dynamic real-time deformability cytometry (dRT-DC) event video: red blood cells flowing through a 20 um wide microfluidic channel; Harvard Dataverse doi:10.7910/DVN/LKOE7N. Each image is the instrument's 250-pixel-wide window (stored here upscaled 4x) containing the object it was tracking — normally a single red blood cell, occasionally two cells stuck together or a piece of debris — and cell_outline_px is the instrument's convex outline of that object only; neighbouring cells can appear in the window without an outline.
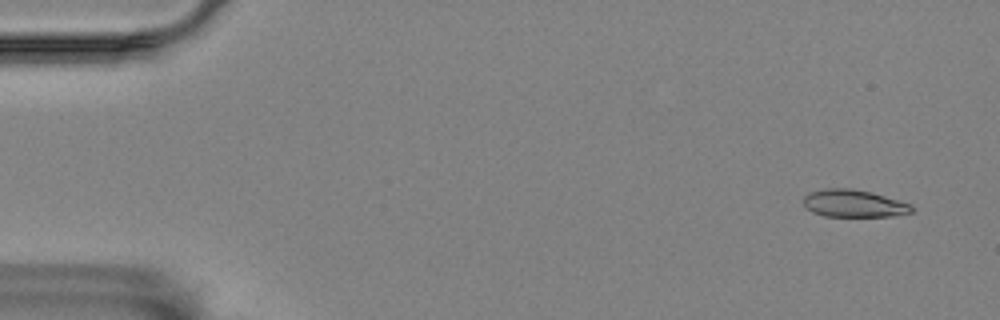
{"species": "Egyptian fruit bat (a non-hibernating species)", "species_latin": "Rousettus aegyptiacus", "temperature_condition": "room temperature", "stored_images_in_passage": 6, "camera_frame_rate_fps": 3000, "um_per_image_px": 0.085, "animal": {"sex": "female"}, "frame": {"image": 1, "passage_image": 1, "time_ms": 0.0, "image_size_px": [1000, 320], "cell_outline_px": [[912, 212], [892, 216], [824, 216], [812, 212], [804, 208], [804, 196], [808, 192], [824, 188], [852, 188], [872, 192], [912, 204]], "centroid_in_image_um": [72.53, 17.28], "position_along_channel_um": 12.5, "area_um2": 17.46}}